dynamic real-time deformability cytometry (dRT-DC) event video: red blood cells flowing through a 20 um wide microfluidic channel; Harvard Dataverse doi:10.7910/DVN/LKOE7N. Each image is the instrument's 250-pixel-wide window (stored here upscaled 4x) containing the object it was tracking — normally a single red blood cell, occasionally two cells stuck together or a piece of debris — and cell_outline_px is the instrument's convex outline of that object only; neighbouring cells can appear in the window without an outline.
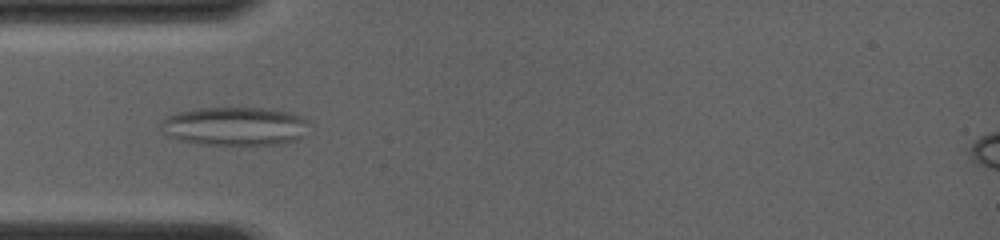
{"species": "common noctule bat (a hibernating species)", "species_latin": "Nyctalus noctula", "temperature_condition": "room temperature", "stored_images_in_passage": 32, "camera_frame_rate_fps": 4000, "um_per_image_px": 0.085, "animal": {"sex": "female", "body_mass_g": 19.0, "forearm_length_mm": 56.7}, "frame": {"image": 1, "passage_image": 10, "time_ms": 4.0, "image_size_px": [1000, 240], "cell_outline_px": [[304, 136], [296, 140], [280, 144], [196, 144], [176, 140], [160, 132], [160, 120], [176, 112], [196, 108], [276, 108], [292, 112], [300, 116], [304, 120]], "centroid_in_image_um": [19.86, 10.72], "position_along_channel_um": 65.1, "area_um2": 33.58}}
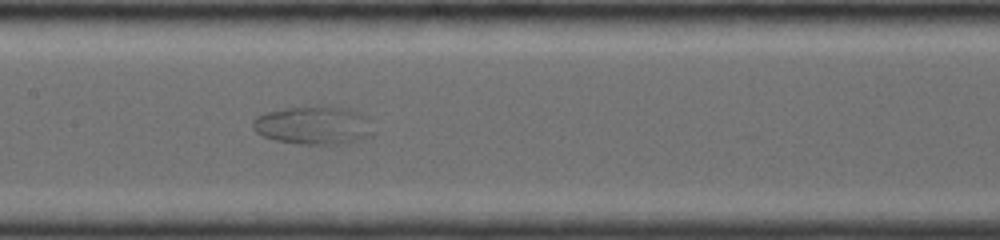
{"frame": {"image": 2, "passage_image": 17, "time_ms": 7.0, "image_size_px": [1000, 240], "cell_outline_px": [[372, 136], [344, 144], [300, 144], [276, 140], [264, 136], [256, 132], [252, 128], [252, 120], [256, 116], [268, 112], [284, 108], [316, 104], [348, 108], [368, 116], [372, 120]], "centroid_in_image_um": [26.69, 10.62], "position_along_channel_um": 180.7, "area_um2": 27.57}}
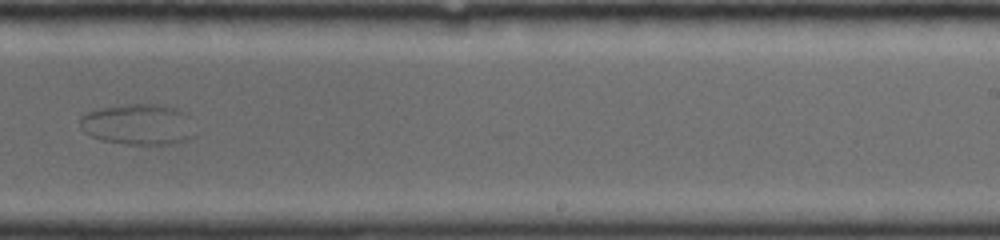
{"frame": {"image": 3, "passage_image": 22, "time_ms": 9.5, "image_size_px": [1000, 240], "cell_outline_px": [[196, 136], [184, 140], [168, 144], [128, 144], [104, 140], [88, 136], [80, 128], [80, 116], [88, 112], [100, 108], [128, 104], [156, 104], [176, 108], [184, 112], [188, 116], [196, 132]], "centroid_in_image_um": [11.75, 10.57], "position_along_channel_um": 277.3, "area_um2": 27.46}}